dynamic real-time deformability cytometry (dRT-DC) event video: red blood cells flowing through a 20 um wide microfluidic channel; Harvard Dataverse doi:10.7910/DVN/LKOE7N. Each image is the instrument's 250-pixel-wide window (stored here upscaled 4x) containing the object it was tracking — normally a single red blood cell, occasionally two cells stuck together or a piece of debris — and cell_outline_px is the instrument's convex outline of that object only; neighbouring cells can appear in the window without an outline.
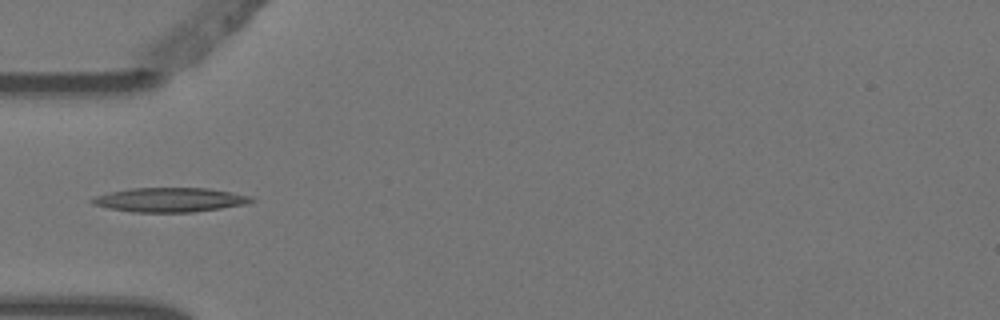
{"species": "Egyptian fruit bat (a non-hibernating species)", "species_latin": "Rousettus aegyptiacus", "temperature_condition": "warm", "stored_images_in_passage": 6, "camera_frame_rate_fps": 3000, "um_per_image_px": 0.085, "animal": {"sex": "female"}, "frame": {"image": 1, "passage_image": 4, "time_ms": 1.0, "image_size_px": [1000, 320], "cell_outline_px": [[256, 200], [244, 204], [220, 208], [192, 212], [132, 212], [108, 208], [92, 204], [88, 200], [92, 196], [108, 192], [128, 188], [208, 188], [232, 192], [252, 196]], "centroid_in_image_um": [14.37, 16.97], "position_along_channel_um": 70.6, "area_um2": 22.72}}
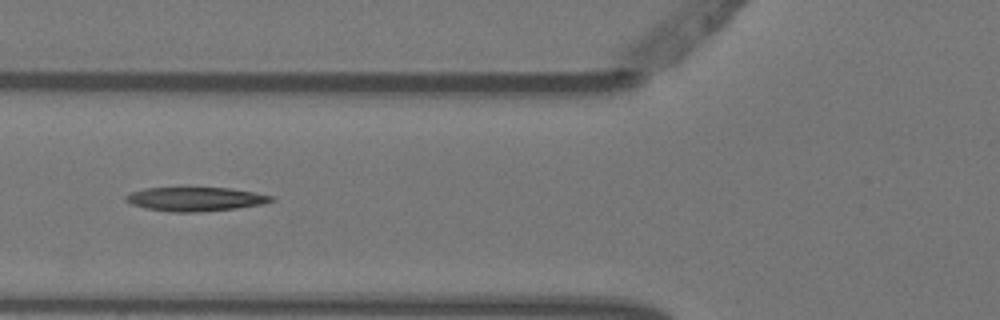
{"frame": {"image": 2, "passage_image": 5, "time_ms": 1.333, "image_size_px": [1000, 320], "cell_outline_px": [[276, 200], [264, 204], [236, 208], [196, 212], [172, 212], [144, 208], [132, 204], [124, 200], [124, 196], [132, 192], [144, 188], [180, 184], [184, 184], [228, 188], [256, 192], [272, 196]], "centroid_in_image_um": [16.56, 16.86], "position_along_channel_um": 109.2, "area_um2": 21.56}}
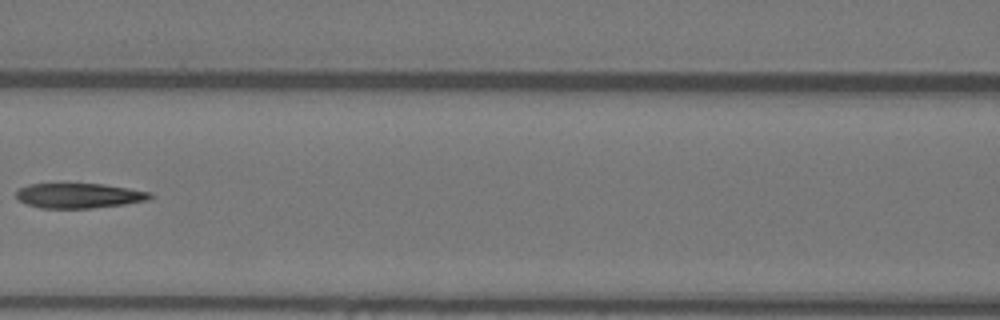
{"frame": {"image": 3, "passage_image": 6, "time_ms": 1.667, "image_size_px": [1000, 320], "cell_outline_px": [[152, 196], [148, 200], [124, 204], [92, 208], [40, 208], [28, 204], [20, 200], [16, 196], [16, 192], [20, 188], [28, 184], [56, 180], [64, 180], [104, 184], [152, 192]], "centroid_in_image_um": [6.65, 16.56], "position_along_channel_um": 159.9, "area_um2": 20.52}}